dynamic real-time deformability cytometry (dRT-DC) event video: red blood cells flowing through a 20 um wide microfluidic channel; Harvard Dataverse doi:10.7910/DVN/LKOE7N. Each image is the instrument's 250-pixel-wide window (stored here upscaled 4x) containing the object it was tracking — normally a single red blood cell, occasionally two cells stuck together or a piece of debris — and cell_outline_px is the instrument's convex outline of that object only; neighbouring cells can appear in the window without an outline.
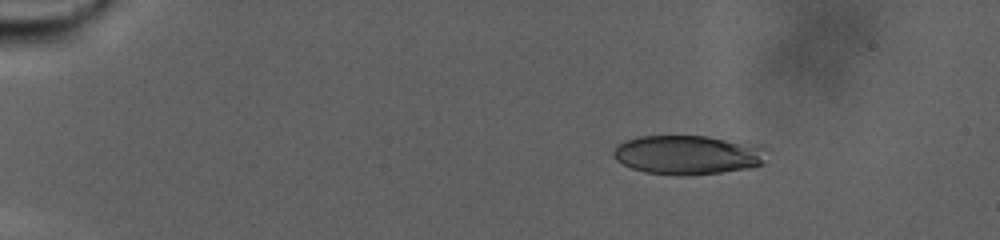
{"species": "human", "species_latin": "Homo sapiens", "temperature_condition": "warm", "stored_images_in_passage": 76, "camera_frame_rate_fps": 3000, "um_per_image_px": 0.085, "donor": {"sex": "male"}, "frame": {"image": 1, "passage_image": 1, "time_ms": 0.0, "image_size_px": [1000, 240], "cell_outline_px": [[760, 164], [748, 168], [720, 172], [680, 176], [676, 176], [644, 172], [632, 168], [616, 160], [612, 152], [624, 140], [640, 136], [708, 136], [760, 144]], "centroid_in_image_um": [58.37, 13.15], "position_along_channel_um": 26.6, "area_um2": 34.56}}
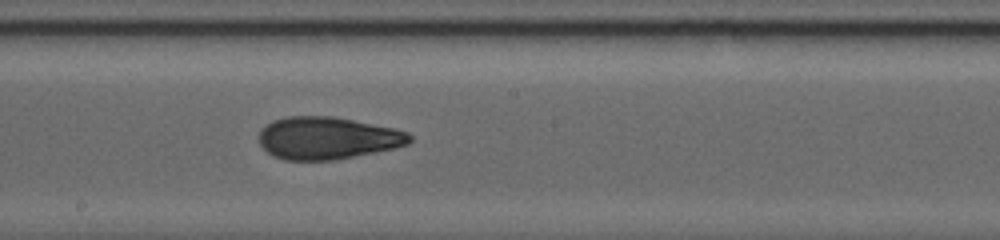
{"frame": {"image": 2, "passage_image": 39, "time_ms": 12.667, "image_size_px": [1000, 240], "cell_outline_px": [[412, 140], [408, 144], [396, 148], [336, 160], [284, 160], [272, 156], [260, 144], [260, 128], [272, 120], [288, 116], [332, 116], [396, 128], [408, 132], [412, 136]], "centroid_in_image_um": [27.85, 11.74], "position_along_channel_um": 220.4, "area_um2": 37.51}}
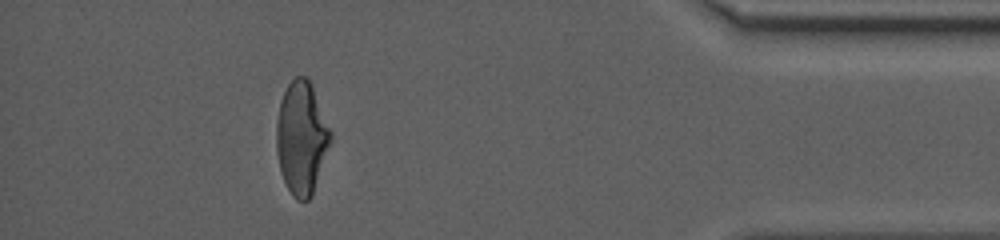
{"frame": {"image": 3, "passage_image": 68, "time_ms": 22.333, "image_size_px": [1000, 240], "cell_outline_px": [[332, 144], [312, 196], [308, 200], [296, 200], [292, 196], [280, 172], [276, 148], [276, 120], [280, 100], [288, 84], [296, 76], [308, 76], [312, 84], [332, 132]], "centroid_in_image_um": [25.65, 11.72], "position_along_channel_um": 409.5, "area_um2": 36.3}, "authors_computed_cell_mechanics": {"area_um2": 36.5007, "velocity_mm_per_s": 2.375, "shape_relaxation_time_tau1_ms": null, "shape_relaxation_time_tau2_ms": 2.3393, "deformation_change_tau1": null, "deformation_change_tau2": 0.0865}}